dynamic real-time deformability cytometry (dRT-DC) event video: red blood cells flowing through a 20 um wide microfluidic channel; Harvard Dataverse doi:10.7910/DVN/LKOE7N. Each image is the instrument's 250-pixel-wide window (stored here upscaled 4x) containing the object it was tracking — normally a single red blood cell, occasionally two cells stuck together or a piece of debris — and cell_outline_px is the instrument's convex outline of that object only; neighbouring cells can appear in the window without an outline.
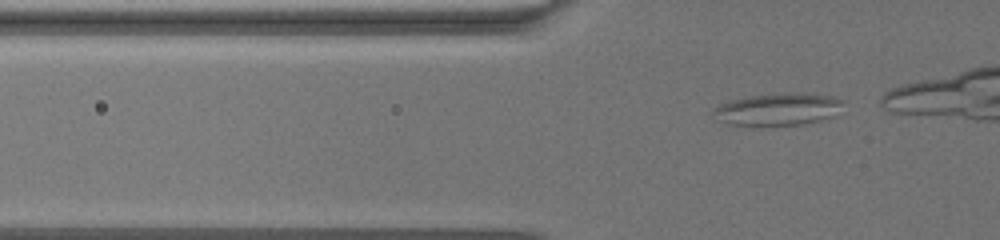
{"species": "common noctule bat (a hibernating species)", "species_latin": "Nyctalus noctula", "temperature_condition": "warm", "stored_images_in_passage": 8, "camera_frame_rate_fps": 3000, "um_per_image_px": 0.085, "animal": {"sex": "female", "body_mass_g": 19.5, "forearm_length_mm": 54.1}, "frame": {"image": 1, "passage_image": 3, "time_ms": 0.333, "image_size_px": [1000, 240], "cell_outline_px": [[844, 100], [832, 116], [820, 120], [804, 124], [728, 124], [712, 116], [712, 108], [728, 100], [752, 96], [792, 92], [828, 96]], "centroid_in_image_um": [66.05, 9.27], "position_along_channel_um": 59.7, "area_um2": 23.7}}